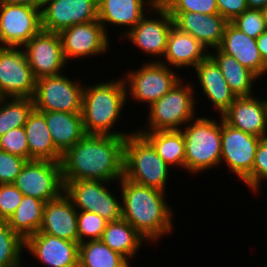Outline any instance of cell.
I'll return each mask as SVG.
<instances>
[{
  "instance_id": "obj_10",
  "label": "cell",
  "mask_w": 267,
  "mask_h": 267,
  "mask_svg": "<svg viewBox=\"0 0 267 267\" xmlns=\"http://www.w3.org/2000/svg\"><path fill=\"white\" fill-rule=\"evenodd\" d=\"M151 17L147 14L140 22L131 28L122 38L127 39L134 47L142 50L146 56H152L150 61L160 62L165 54L169 33L174 25L168 10L158 2L152 9ZM158 59V60H157Z\"/></svg>"
},
{
  "instance_id": "obj_41",
  "label": "cell",
  "mask_w": 267,
  "mask_h": 267,
  "mask_svg": "<svg viewBox=\"0 0 267 267\" xmlns=\"http://www.w3.org/2000/svg\"><path fill=\"white\" fill-rule=\"evenodd\" d=\"M26 162L22 157L0 150V184L13 183Z\"/></svg>"
},
{
  "instance_id": "obj_47",
  "label": "cell",
  "mask_w": 267,
  "mask_h": 267,
  "mask_svg": "<svg viewBox=\"0 0 267 267\" xmlns=\"http://www.w3.org/2000/svg\"><path fill=\"white\" fill-rule=\"evenodd\" d=\"M23 265H24V264H23L22 262H20V263H18L17 265L12 266V267H24Z\"/></svg>"
},
{
  "instance_id": "obj_13",
  "label": "cell",
  "mask_w": 267,
  "mask_h": 267,
  "mask_svg": "<svg viewBox=\"0 0 267 267\" xmlns=\"http://www.w3.org/2000/svg\"><path fill=\"white\" fill-rule=\"evenodd\" d=\"M260 137L227 124L221 116V161L241 182L252 172Z\"/></svg>"
},
{
  "instance_id": "obj_18",
  "label": "cell",
  "mask_w": 267,
  "mask_h": 267,
  "mask_svg": "<svg viewBox=\"0 0 267 267\" xmlns=\"http://www.w3.org/2000/svg\"><path fill=\"white\" fill-rule=\"evenodd\" d=\"M25 251L47 267H78L79 243L46 233H36L25 240Z\"/></svg>"
},
{
  "instance_id": "obj_48",
  "label": "cell",
  "mask_w": 267,
  "mask_h": 267,
  "mask_svg": "<svg viewBox=\"0 0 267 267\" xmlns=\"http://www.w3.org/2000/svg\"><path fill=\"white\" fill-rule=\"evenodd\" d=\"M4 96L0 92V102L3 100Z\"/></svg>"
},
{
  "instance_id": "obj_43",
  "label": "cell",
  "mask_w": 267,
  "mask_h": 267,
  "mask_svg": "<svg viewBox=\"0 0 267 267\" xmlns=\"http://www.w3.org/2000/svg\"><path fill=\"white\" fill-rule=\"evenodd\" d=\"M256 42L260 55L267 64V29L256 39Z\"/></svg>"
},
{
  "instance_id": "obj_9",
  "label": "cell",
  "mask_w": 267,
  "mask_h": 267,
  "mask_svg": "<svg viewBox=\"0 0 267 267\" xmlns=\"http://www.w3.org/2000/svg\"><path fill=\"white\" fill-rule=\"evenodd\" d=\"M68 75L46 76L36 80L33 96L34 109L81 113L84 85Z\"/></svg>"
},
{
  "instance_id": "obj_19",
  "label": "cell",
  "mask_w": 267,
  "mask_h": 267,
  "mask_svg": "<svg viewBox=\"0 0 267 267\" xmlns=\"http://www.w3.org/2000/svg\"><path fill=\"white\" fill-rule=\"evenodd\" d=\"M221 116L227 124L245 133L257 137L267 136L266 97H236Z\"/></svg>"
},
{
  "instance_id": "obj_2",
  "label": "cell",
  "mask_w": 267,
  "mask_h": 267,
  "mask_svg": "<svg viewBox=\"0 0 267 267\" xmlns=\"http://www.w3.org/2000/svg\"><path fill=\"white\" fill-rule=\"evenodd\" d=\"M116 184L121 188L119 193L122 198V218L149 244L158 243L161 238L174 231V211L168 205L166 192L139 185L125 177Z\"/></svg>"
},
{
  "instance_id": "obj_32",
  "label": "cell",
  "mask_w": 267,
  "mask_h": 267,
  "mask_svg": "<svg viewBox=\"0 0 267 267\" xmlns=\"http://www.w3.org/2000/svg\"><path fill=\"white\" fill-rule=\"evenodd\" d=\"M78 267H131L120 253L110 249L102 240H88L79 244Z\"/></svg>"
},
{
  "instance_id": "obj_35",
  "label": "cell",
  "mask_w": 267,
  "mask_h": 267,
  "mask_svg": "<svg viewBox=\"0 0 267 267\" xmlns=\"http://www.w3.org/2000/svg\"><path fill=\"white\" fill-rule=\"evenodd\" d=\"M267 182V136L260 137L252 172L242 181L251 191L258 194L262 183Z\"/></svg>"
},
{
  "instance_id": "obj_36",
  "label": "cell",
  "mask_w": 267,
  "mask_h": 267,
  "mask_svg": "<svg viewBox=\"0 0 267 267\" xmlns=\"http://www.w3.org/2000/svg\"><path fill=\"white\" fill-rule=\"evenodd\" d=\"M108 221L96 213L78 211L79 244L88 240H101Z\"/></svg>"
},
{
  "instance_id": "obj_26",
  "label": "cell",
  "mask_w": 267,
  "mask_h": 267,
  "mask_svg": "<svg viewBox=\"0 0 267 267\" xmlns=\"http://www.w3.org/2000/svg\"><path fill=\"white\" fill-rule=\"evenodd\" d=\"M24 130L29 146V161L61 162L63 154L55 147L42 112L33 109L24 125Z\"/></svg>"
},
{
  "instance_id": "obj_4",
  "label": "cell",
  "mask_w": 267,
  "mask_h": 267,
  "mask_svg": "<svg viewBox=\"0 0 267 267\" xmlns=\"http://www.w3.org/2000/svg\"><path fill=\"white\" fill-rule=\"evenodd\" d=\"M181 132L185 141V169L189 175L200 174L220 166L221 116H218L217 120L196 116Z\"/></svg>"
},
{
  "instance_id": "obj_3",
  "label": "cell",
  "mask_w": 267,
  "mask_h": 267,
  "mask_svg": "<svg viewBox=\"0 0 267 267\" xmlns=\"http://www.w3.org/2000/svg\"><path fill=\"white\" fill-rule=\"evenodd\" d=\"M121 77L108 79V82L107 79L99 81L95 85H84L81 116L85 134L126 137L134 133L114 131L115 124L121 120V113L127 105L126 86L123 75Z\"/></svg>"
},
{
  "instance_id": "obj_15",
  "label": "cell",
  "mask_w": 267,
  "mask_h": 267,
  "mask_svg": "<svg viewBox=\"0 0 267 267\" xmlns=\"http://www.w3.org/2000/svg\"><path fill=\"white\" fill-rule=\"evenodd\" d=\"M36 79L21 47L0 46V92L4 97L33 98Z\"/></svg>"
},
{
  "instance_id": "obj_23",
  "label": "cell",
  "mask_w": 267,
  "mask_h": 267,
  "mask_svg": "<svg viewBox=\"0 0 267 267\" xmlns=\"http://www.w3.org/2000/svg\"><path fill=\"white\" fill-rule=\"evenodd\" d=\"M218 48L233 56L242 66L248 68L259 78L267 75V64L260 55L256 39L247 36L231 22L226 24L222 42Z\"/></svg>"
},
{
  "instance_id": "obj_44",
  "label": "cell",
  "mask_w": 267,
  "mask_h": 267,
  "mask_svg": "<svg viewBox=\"0 0 267 267\" xmlns=\"http://www.w3.org/2000/svg\"><path fill=\"white\" fill-rule=\"evenodd\" d=\"M0 1L12 4L33 6L38 9H42L44 4V0H0Z\"/></svg>"
},
{
  "instance_id": "obj_22",
  "label": "cell",
  "mask_w": 267,
  "mask_h": 267,
  "mask_svg": "<svg viewBox=\"0 0 267 267\" xmlns=\"http://www.w3.org/2000/svg\"><path fill=\"white\" fill-rule=\"evenodd\" d=\"M77 216L78 210L70 197L63 192L56 199L45 203L42 224L37 233L79 243Z\"/></svg>"
},
{
  "instance_id": "obj_46",
  "label": "cell",
  "mask_w": 267,
  "mask_h": 267,
  "mask_svg": "<svg viewBox=\"0 0 267 267\" xmlns=\"http://www.w3.org/2000/svg\"><path fill=\"white\" fill-rule=\"evenodd\" d=\"M262 12L267 25V5L262 9Z\"/></svg>"
},
{
  "instance_id": "obj_30",
  "label": "cell",
  "mask_w": 267,
  "mask_h": 267,
  "mask_svg": "<svg viewBox=\"0 0 267 267\" xmlns=\"http://www.w3.org/2000/svg\"><path fill=\"white\" fill-rule=\"evenodd\" d=\"M138 133L143 135L153 145L158 155L171 168H176V170L178 168L185 169V141L181 130Z\"/></svg>"
},
{
  "instance_id": "obj_1",
  "label": "cell",
  "mask_w": 267,
  "mask_h": 267,
  "mask_svg": "<svg viewBox=\"0 0 267 267\" xmlns=\"http://www.w3.org/2000/svg\"><path fill=\"white\" fill-rule=\"evenodd\" d=\"M125 140V136L86 134L62 155L63 180L119 182Z\"/></svg>"
},
{
  "instance_id": "obj_12",
  "label": "cell",
  "mask_w": 267,
  "mask_h": 267,
  "mask_svg": "<svg viewBox=\"0 0 267 267\" xmlns=\"http://www.w3.org/2000/svg\"><path fill=\"white\" fill-rule=\"evenodd\" d=\"M41 29V9L0 1V46L22 48Z\"/></svg>"
},
{
  "instance_id": "obj_24",
  "label": "cell",
  "mask_w": 267,
  "mask_h": 267,
  "mask_svg": "<svg viewBox=\"0 0 267 267\" xmlns=\"http://www.w3.org/2000/svg\"><path fill=\"white\" fill-rule=\"evenodd\" d=\"M204 98H207L214 110L221 116L234 102L232 93L222 72L215 61L208 55L193 70Z\"/></svg>"
},
{
  "instance_id": "obj_34",
  "label": "cell",
  "mask_w": 267,
  "mask_h": 267,
  "mask_svg": "<svg viewBox=\"0 0 267 267\" xmlns=\"http://www.w3.org/2000/svg\"><path fill=\"white\" fill-rule=\"evenodd\" d=\"M25 241L16 234L7 221L0 220V267H12L22 262Z\"/></svg>"
},
{
  "instance_id": "obj_40",
  "label": "cell",
  "mask_w": 267,
  "mask_h": 267,
  "mask_svg": "<svg viewBox=\"0 0 267 267\" xmlns=\"http://www.w3.org/2000/svg\"><path fill=\"white\" fill-rule=\"evenodd\" d=\"M22 198V192L13 183L0 184V220L7 221Z\"/></svg>"
},
{
  "instance_id": "obj_27",
  "label": "cell",
  "mask_w": 267,
  "mask_h": 267,
  "mask_svg": "<svg viewBox=\"0 0 267 267\" xmlns=\"http://www.w3.org/2000/svg\"><path fill=\"white\" fill-rule=\"evenodd\" d=\"M44 114L47 127L55 147L64 154L86 134L81 113L40 111Z\"/></svg>"
},
{
  "instance_id": "obj_25",
  "label": "cell",
  "mask_w": 267,
  "mask_h": 267,
  "mask_svg": "<svg viewBox=\"0 0 267 267\" xmlns=\"http://www.w3.org/2000/svg\"><path fill=\"white\" fill-rule=\"evenodd\" d=\"M208 55L209 52L197 39L173 25L165 54L160 62L172 69H182V67L194 69Z\"/></svg>"
},
{
  "instance_id": "obj_16",
  "label": "cell",
  "mask_w": 267,
  "mask_h": 267,
  "mask_svg": "<svg viewBox=\"0 0 267 267\" xmlns=\"http://www.w3.org/2000/svg\"><path fill=\"white\" fill-rule=\"evenodd\" d=\"M22 48L36 80L62 74L65 66L68 65L63 54L60 35L57 32L41 29Z\"/></svg>"
},
{
  "instance_id": "obj_20",
  "label": "cell",
  "mask_w": 267,
  "mask_h": 267,
  "mask_svg": "<svg viewBox=\"0 0 267 267\" xmlns=\"http://www.w3.org/2000/svg\"><path fill=\"white\" fill-rule=\"evenodd\" d=\"M169 14L176 28L193 36L208 52L221 45L228 21L219 13L204 15L196 12H169Z\"/></svg>"
},
{
  "instance_id": "obj_33",
  "label": "cell",
  "mask_w": 267,
  "mask_h": 267,
  "mask_svg": "<svg viewBox=\"0 0 267 267\" xmlns=\"http://www.w3.org/2000/svg\"><path fill=\"white\" fill-rule=\"evenodd\" d=\"M33 109L32 98L4 97L0 102V136L11 129L24 127Z\"/></svg>"
},
{
  "instance_id": "obj_8",
  "label": "cell",
  "mask_w": 267,
  "mask_h": 267,
  "mask_svg": "<svg viewBox=\"0 0 267 267\" xmlns=\"http://www.w3.org/2000/svg\"><path fill=\"white\" fill-rule=\"evenodd\" d=\"M63 182L64 192L78 211L96 213L108 222L122 219L121 193L116 196L112 192L115 190H111L108 186L113 182L100 180H63Z\"/></svg>"
},
{
  "instance_id": "obj_28",
  "label": "cell",
  "mask_w": 267,
  "mask_h": 267,
  "mask_svg": "<svg viewBox=\"0 0 267 267\" xmlns=\"http://www.w3.org/2000/svg\"><path fill=\"white\" fill-rule=\"evenodd\" d=\"M209 56L218 65L230 90L236 97L255 95L254 82L259 81V77L255 73L242 66L233 56L222 52L219 48L209 51Z\"/></svg>"
},
{
  "instance_id": "obj_31",
  "label": "cell",
  "mask_w": 267,
  "mask_h": 267,
  "mask_svg": "<svg viewBox=\"0 0 267 267\" xmlns=\"http://www.w3.org/2000/svg\"><path fill=\"white\" fill-rule=\"evenodd\" d=\"M44 201L24 196L16 211L8 218V226L24 241L36 234L42 224Z\"/></svg>"
},
{
  "instance_id": "obj_5",
  "label": "cell",
  "mask_w": 267,
  "mask_h": 267,
  "mask_svg": "<svg viewBox=\"0 0 267 267\" xmlns=\"http://www.w3.org/2000/svg\"><path fill=\"white\" fill-rule=\"evenodd\" d=\"M170 168L143 135L135 130L126 136L123 177L139 185L166 192Z\"/></svg>"
},
{
  "instance_id": "obj_37",
  "label": "cell",
  "mask_w": 267,
  "mask_h": 267,
  "mask_svg": "<svg viewBox=\"0 0 267 267\" xmlns=\"http://www.w3.org/2000/svg\"><path fill=\"white\" fill-rule=\"evenodd\" d=\"M236 28L247 36L257 39L266 29L261 9H247L231 22Z\"/></svg>"
},
{
  "instance_id": "obj_17",
  "label": "cell",
  "mask_w": 267,
  "mask_h": 267,
  "mask_svg": "<svg viewBox=\"0 0 267 267\" xmlns=\"http://www.w3.org/2000/svg\"><path fill=\"white\" fill-rule=\"evenodd\" d=\"M98 20V0H49L41 9V28L59 33L65 28Z\"/></svg>"
},
{
  "instance_id": "obj_21",
  "label": "cell",
  "mask_w": 267,
  "mask_h": 267,
  "mask_svg": "<svg viewBox=\"0 0 267 267\" xmlns=\"http://www.w3.org/2000/svg\"><path fill=\"white\" fill-rule=\"evenodd\" d=\"M159 2V0H98V20L108 33V26L124 27L122 37ZM148 10V11H147Z\"/></svg>"
},
{
  "instance_id": "obj_39",
  "label": "cell",
  "mask_w": 267,
  "mask_h": 267,
  "mask_svg": "<svg viewBox=\"0 0 267 267\" xmlns=\"http://www.w3.org/2000/svg\"><path fill=\"white\" fill-rule=\"evenodd\" d=\"M0 150L29 161V146L24 127L11 129L0 136Z\"/></svg>"
},
{
  "instance_id": "obj_42",
  "label": "cell",
  "mask_w": 267,
  "mask_h": 267,
  "mask_svg": "<svg viewBox=\"0 0 267 267\" xmlns=\"http://www.w3.org/2000/svg\"><path fill=\"white\" fill-rule=\"evenodd\" d=\"M216 4L219 14L228 22H232L248 9L246 0H216Z\"/></svg>"
},
{
  "instance_id": "obj_11",
  "label": "cell",
  "mask_w": 267,
  "mask_h": 267,
  "mask_svg": "<svg viewBox=\"0 0 267 267\" xmlns=\"http://www.w3.org/2000/svg\"><path fill=\"white\" fill-rule=\"evenodd\" d=\"M13 184L24 196L48 202L65 190L61 162L27 161Z\"/></svg>"
},
{
  "instance_id": "obj_29",
  "label": "cell",
  "mask_w": 267,
  "mask_h": 267,
  "mask_svg": "<svg viewBox=\"0 0 267 267\" xmlns=\"http://www.w3.org/2000/svg\"><path fill=\"white\" fill-rule=\"evenodd\" d=\"M101 240L110 249L124 256L129 262L132 261L133 258H137L136 255L140 249H142V245L148 243L147 240L123 218L108 222Z\"/></svg>"
},
{
  "instance_id": "obj_6",
  "label": "cell",
  "mask_w": 267,
  "mask_h": 267,
  "mask_svg": "<svg viewBox=\"0 0 267 267\" xmlns=\"http://www.w3.org/2000/svg\"><path fill=\"white\" fill-rule=\"evenodd\" d=\"M185 81L182 78L169 92L147 107V126L136 129L137 132L181 130L198 115L197 87H193L192 81Z\"/></svg>"
},
{
  "instance_id": "obj_14",
  "label": "cell",
  "mask_w": 267,
  "mask_h": 267,
  "mask_svg": "<svg viewBox=\"0 0 267 267\" xmlns=\"http://www.w3.org/2000/svg\"><path fill=\"white\" fill-rule=\"evenodd\" d=\"M59 35L67 62L75 58L100 57L110 51V35L99 20L73 25L60 31Z\"/></svg>"
},
{
  "instance_id": "obj_7",
  "label": "cell",
  "mask_w": 267,
  "mask_h": 267,
  "mask_svg": "<svg viewBox=\"0 0 267 267\" xmlns=\"http://www.w3.org/2000/svg\"><path fill=\"white\" fill-rule=\"evenodd\" d=\"M145 63L138 69L126 70L127 74L125 73L123 80L127 101L134 99L135 102L146 103L149 107L169 92L183 77L162 62L148 60Z\"/></svg>"
},
{
  "instance_id": "obj_45",
  "label": "cell",
  "mask_w": 267,
  "mask_h": 267,
  "mask_svg": "<svg viewBox=\"0 0 267 267\" xmlns=\"http://www.w3.org/2000/svg\"><path fill=\"white\" fill-rule=\"evenodd\" d=\"M249 9H263L267 5V0H246Z\"/></svg>"
},
{
  "instance_id": "obj_38",
  "label": "cell",
  "mask_w": 267,
  "mask_h": 267,
  "mask_svg": "<svg viewBox=\"0 0 267 267\" xmlns=\"http://www.w3.org/2000/svg\"><path fill=\"white\" fill-rule=\"evenodd\" d=\"M168 12H196L218 14L216 0H159Z\"/></svg>"
}]
</instances>
